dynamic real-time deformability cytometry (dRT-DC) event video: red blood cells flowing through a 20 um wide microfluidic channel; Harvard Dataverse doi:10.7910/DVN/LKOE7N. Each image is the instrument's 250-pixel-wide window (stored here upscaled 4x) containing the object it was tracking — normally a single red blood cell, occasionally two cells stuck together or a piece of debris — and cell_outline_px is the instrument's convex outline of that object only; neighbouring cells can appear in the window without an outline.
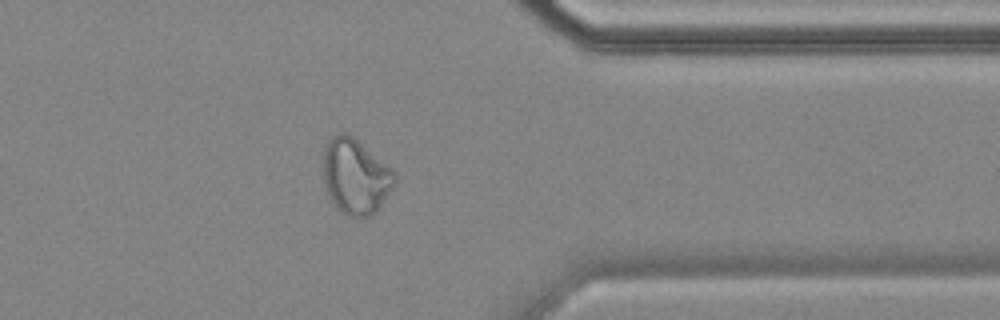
{"species": "common noctule bat (a hibernating species)", "species_latin": "Nyctalus noctula", "temperature_condition": "cold", "stored_images_in_passage": 44, "camera_frame_rate_fps": 3000, "um_per_image_px": 0.085, "animal": {"sex": "female", "body_mass_g": 18.4}, "frame": {"image": 1, "passage_image": 32, "time_ms": 10.333, "image_size_px": [1000, 320], "cell_outline_px": [[396, 180], [392, 188], [376, 212], [368, 216], [348, 216], [340, 212], [328, 196], [324, 184], [324, 144], [332, 136], [340, 132], [344, 132], [352, 136], [392, 168], [396, 172]], "centroid_in_image_um": [30.21, 14.99], "position_along_channel_um": 381.2, "area_um2": 31.33}, "authors_computed_cell_mechanics": {"area_um2": 29.4491, "velocity_mm_per_s": 3.5182, "shape_relaxation_time_tau1_ms": null, "shape_relaxation_time_tau2_ms": 2.0476, "deformation_change_tau1": null, "deformation_change_tau2": 0.0937}}